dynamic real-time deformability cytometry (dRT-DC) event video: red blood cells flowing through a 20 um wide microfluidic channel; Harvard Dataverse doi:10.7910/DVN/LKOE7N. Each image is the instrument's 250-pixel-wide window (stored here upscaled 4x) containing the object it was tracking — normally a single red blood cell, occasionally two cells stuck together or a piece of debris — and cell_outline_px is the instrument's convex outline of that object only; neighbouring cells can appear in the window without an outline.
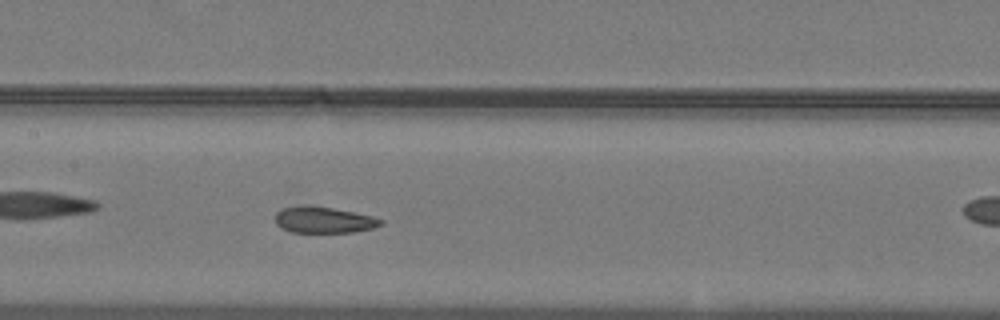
{"species": "common noctule bat (a hibernating species)", "species_latin": "Nyctalus noctula", "temperature_condition": "warm", "stored_images_in_passage": 49, "camera_frame_rate_fps": 3000, "um_per_image_px": 0.085, "animal": {"sex": "male", "body_mass_g": 19.2, "forearm_length_mm": 51.8}, "frame": {"image": 1, "passage_image": 22, "time_ms": 7.0, "image_size_px": [1000, 320], "cell_outline_px": [[384, 224], [372, 228], [352, 232], [292, 232], [276, 224], [276, 212], [284, 208], [304, 204], [308, 204], [332, 208], [372, 216], [384, 220]], "centroid_in_image_um": [27.52, 18.68], "position_along_channel_um": 179.9, "area_um2": 16.07}}
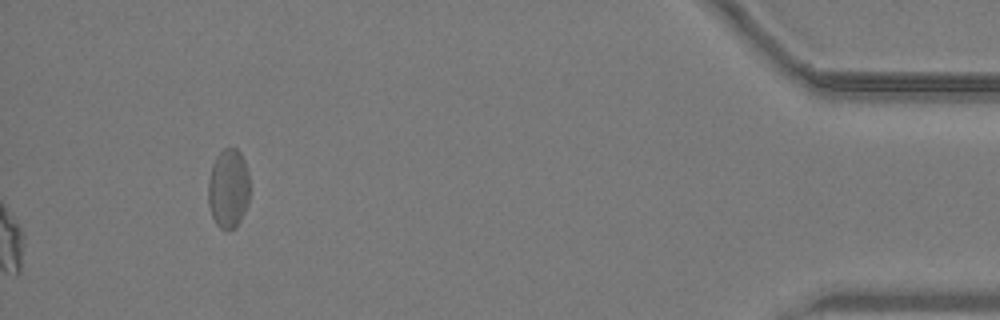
{"frame": {"image": 2, "passage_image": 49, "time_ms": 16.0, "image_size_px": [1000, 320], "cell_outline_px": [[248, 204], [240, 220], [228, 232], [220, 228], [216, 224], [212, 216], [208, 204], [208, 180], [212, 164], [216, 156], [224, 148], [236, 148], [240, 152], [244, 160], [248, 172]], "centroid_in_image_um": [19.39, 16.02], "position_along_channel_um": 415.8, "area_um2": 19.25}, "authors_computed_cell_mechanics": {"area_um2": 17.7446, "velocity_mm_per_s": 4.0271, "shape_relaxation_time_tau1_ms": 7.0891, "shape_relaxation_time_tau2_ms": 1.8275, "deformation_change_tau1": 0.1624, "deformation_change_tau2": 0.0773}}